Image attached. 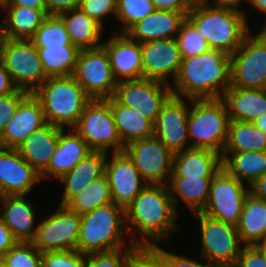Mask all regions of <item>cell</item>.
Returning a JSON list of instances; mask_svg holds the SVG:
<instances>
[{
    "label": "cell",
    "mask_w": 266,
    "mask_h": 267,
    "mask_svg": "<svg viewBox=\"0 0 266 267\" xmlns=\"http://www.w3.org/2000/svg\"><path fill=\"white\" fill-rule=\"evenodd\" d=\"M176 210L167 184H147L125 208L127 233L130 227H134V230L131 229L134 231L133 238L136 233H139L137 236L140 237H128L130 243L140 249L159 244L170 232L178 228Z\"/></svg>",
    "instance_id": "cell-1"
},
{
    "label": "cell",
    "mask_w": 266,
    "mask_h": 267,
    "mask_svg": "<svg viewBox=\"0 0 266 267\" xmlns=\"http://www.w3.org/2000/svg\"><path fill=\"white\" fill-rule=\"evenodd\" d=\"M230 66L231 55L218 49L182 58L174 86L171 85L172 95L184 99L221 98L230 87Z\"/></svg>",
    "instance_id": "cell-2"
},
{
    "label": "cell",
    "mask_w": 266,
    "mask_h": 267,
    "mask_svg": "<svg viewBox=\"0 0 266 267\" xmlns=\"http://www.w3.org/2000/svg\"><path fill=\"white\" fill-rule=\"evenodd\" d=\"M187 18L204 36L211 49L222 50L230 55L242 45L250 31L244 13L212 7L204 1L195 2Z\"/></svg>",
    "instance_id": "cell-3"
},
{
    "label": "cell",
    "mask_w": 266,
    "mask_h": 267,
    "mask_svg": "<svg viewBox=\"0 0 266 267\" xmlns=\"http://www.w3.org/2000/svg\"><path fill=\"white\" fill-rule=\"evenodd\" d=\"M125 235V209L111 202L81 215L77 251L88 255L122 248H139L135 244H125Z\"/></svg>",
    "instance_id": "cell-4"
},
{
    "label": "cell",
    "mask_w": 266,
    "mask_h": 267,
    "mask_svg": "<svg viewBox=\"0 0 266 267\" xmlns=\"http://www.w3.org/2000/svg\"><path fill=\"white\" fill-rule=\"evenodd\" d=\"M40 101L47 123L73 128L91 98L71 76L48 77L33 93Z\"/></svg>",
    "instance_id": "cell-5"
},
{
    "label": "cell",
    "mask_w": 266,
    "mask_h": 267,
    "mask_svg": "<svg viewBox=\"0 0 266 267\" xmlns=\"http://www.w3.org/2000/svg\"><path fill=\"white\" fill-rule=\"evenodd\" d=\"M187 121L190 148H205L222 155L229 132L230 118L221 99H189Z\"/></svg>",
    "instance_id": "cell-6"
},
{
    "label": "cell",
    "mask_w": 266,
    "mask_h": 267,
    "mask_svg": "<svg viewBox=\"0 0 266 267\" xmlns=\"http://www.w3.org/2000/svg\"><path fill=\"white\" fill-rule=\"evenodd\" d=\"M73 130L87 143L91 151L108 154L123 152L124 145L117 132L114 116L110 108V98L91 99L84 107Z\"/></svg>",
    "instance_id": "cell-7"
},
{
    "label": "cell",
    "mask_w": 266,
    "mask_h": 267,
    "mask_svg": "<svg viewBox=\"0 0 266 267\" xmlns=\"http://www.w3.org/2000/svg\"><path fill=\"white\" fill-rule=\"evenodd\" d=\"M0 61L15 87L29 94L34 93L48 79L38 50L31 40L4 38Z\"/></svg>",
    "instance_id": "cell-8"
},
{
    "label": "cell",
    "mask_w": 266,
    "mask_h": 267,
    "mask_svg": "<svg viewBox=\"0 0 266 267\" xmlns=\"http://www.w3.org/2000/svg\"><path fill=\"white\" fill-rule=\"evenodd\" d=\"M199 218L202 259L215 267H233L243 248L237 226L213 219L202 212Z\"/></svg>",
    "instance_id": "cell-9"
},
{
    "label": "cell",
    "mask_w": 266,
    "mask_h": 267,
    "mask_svg": "<svg viewBox=\"0 0 266 267\" xmlns=\"http://www.w3.org/2000/svg\"><path fill=\"white\" fill-rule=\"evenodd\" d=\"M230 87L266 89V26L231 54Z\"/></svg>",
    "instance_id": "cell-10"
},
{
    "label": "cell",
    "mask_w": 266,
    "mask_h": 267,
    "mask_svg": "<svg viewBox=\"0 0 266 267\" xmlns=\"http://www.w3.org/2000/svg\"><path fill=\"white\" fill-rule=\"evenodd\" d=\"M91 99H107L114 96L115 80L110 59L103 46L80 50L72 75Z\"/></svg>",
    "instance_id": "cell-11"
},
{
    "label": "cell",
    "mask_w": 266,
    "mask_h": 267,
    "mask_svg": "<svg viewBox=\"0 0 266 267\" xmlns=\"http://www.w3.org/2000/svg\"><path fill=\"white\" fill-rule=\"evenodd\" d=\"M244 184L222 167L211 181L209 199L201 212L213 219L237 225L244 200L250 192Z\"/></svg>",
    "instance_id": "cell-12"
},
{
    "label": "cell",
    "mask_w": 266,
    "mask_h": 267,
    "mask_svg": "<svg viewBox=\"0 0 266 267\" xmlns=\"http://www.w3.org/2000/svg\"><path fill=\"white\" fill-rule=\"evenodd\" d=\"M81 215L60 206L46 219L37 223L32 242L41 253L77 250Z\"/></svg>",
    "instance_id": "cell-13"
},
{
    "label": "cell",
    "mask_w": 266,
    "mask_h": 267,
    "mask_svg": "<svg viewBox=\"0 0 266 267\" xmlns=\"http://www.w3.org/2000/svg\"><path fill=\"white\" fill-rule=\"evenodd\" d=\"M171 95V84L148 78L117 82L114 93L121 104L131 107L153 123Z\"/></svg>",
    "instance_id": "cell-14"
},
{
    "label": "cell",
    "mask_w": 266,
    "mask_h": 267,
    "mask_svg": "<svg viewBox=\"0 0 266 267\" xmlns=\"http://www.w3.org/2000/svg\"><path fill=\"white\" fill-rule=\"evenodd\" d=\"M124 152L148 184H167L165 179L169 177V181L171 177L174 153L158 138L133 141L124 147Z\"/></svg>",
    "instance_id": "cell-15"
},
{
    "label": "cell",
    "mask_w": 266,
    "mask_h": 267,
    "mask_svg": "<svg viewBox=\"0 0 266 267\" xmlns=\"http://www.w3.org/2000/svg\"><path fill=\"white\" fill-rule=\"evenodd\" d=\"M186 102L182 97L171 95L153 123L154 136L173 153L190 148L187 126L190 107Z\"/></svg>",
    "instance_id": "cell-16"
},
{
    "label": "cell",
    "mask_w": 266,
    "mask_h": 267,
    "mask_svg": "<svg viewBox=\"0 0 266 267\" xmlns=\"http://www.w3.org/2000/svg\"><path fill=\"white\" fill-rule=\"evenodd\" d=\"M111 156L105 162V175L113 202L125 209L148 183L124 151L111 153Z\"/></svg>",
    "instance_id": "cell-17"
},
{
    "label": "cell",
    "mask_w": 266,
    "mask_h": 267,
    "mask_svg": "<svg viewBox=\"0 0 266 267\" xmlns=\"http://www.w3.org/2000/svg\"><path fill=\"white\" fill-rule=\"evenodd\" d=\"M143 78L155 79L168 84L170 76L176 79L182 56L176 38L140 43Z\"/></svg>",
    "instance_id": "cell-18"
},
{
    "label": "cell",
    "mask_w": 266,
    "mask_h": 267,
    "mask_svg": "<svg viewBox=\"0 0 266 267\" xmlns=\"http://www.w3.org/2000/svg\"><path fill=\"white\" fill-rule=\"evenodd\" d=\"M40 174L24 160L17 149L0 147V195H27Z\"/></svg>",
    "instance_id": "cell-19"
},
{
    "label": "cell",
    "mask_w": 266,
    "mask_h": 267,
    "mask_svg": "<svg viewBox=\"0 0 266 267\" xmlns=\"http://www.w3.org/2000/svg\"><path fill=\"white\" fill-rule=\"evenodd\" d=\"M102 46L108 53L111 70L117 82L143 78L140 43L126 33L114 32Z\"/></svg>",
    "instance_id": "cell-20"
},
{
    "label": "cell",
    "mask_w": 266,
    "mask_h": 267,
    "mask_svg": "<svg viewBox=\"0 0 266 267\" xmlns=\"http://www.w3.org/2000/svg\"><path fill=\"white\" fill-rule=\"evenodd\" d=\"M47 124L40 101L28 94L0 134V147L16 149L31 133Z\"/></svg>",
    "instance_id": "cell-21"
},
{
    "label": "cell",
    "mask_w": 266,
    "mask_h": 267,
    "mask_svg": "<svg viewBox=\"0 0 266 267\" xmlns=\"http://www.w3.org/2000/svg\"><path fill=\"white\" fill-rule=\"evenodd\" d=\"M26 195H7L0 198V217L17 242H33L37 232L35 211ZM1 211V210H0Z\"/></svg>",
    "instance_id": "cell-22"
},
{
    "label": "cell",
    "mask_w": 266,
    "mask_h": 267,
    "mask_svg": "<svg viewBox=\"0 0 266 267\" xmlns=\"http://www.w3.org/2000/svg\"><path fill=\"white\" fill-rule=\"evenodd\" d=\"M65 131L62 129L59 133L56 150L51 156L48 167L40 174L41 181L52 177L59 179L91 152L87 143L73 128H68L67 134Z\"/></svg>",
    "instance_id": "cell-23"
},
{
    "label": "cell",
    "mask_w": 266,
    "mask_h": 267,
    "mask_svg": "<svg viewBox=\"0 0 266 267\" xmlns=\"http://www.w3.org/2000/svg\"><path fill=\"white\" fill-rule=\"evenodd\" d=\"M187 14L155 9L151 14L134 24L126 34L139 43L176 38Z\"/></svg>",
    "instance_id": "cell-24"
},
{
    "label": "cell",
    "mask_w": 266,
    "mask_h": 267,
    "mask_svg": "<svg viewBox=\"0 0 266 267\" xmlns=\"http://www.w3.org/2000/svg\"><path fill=\"white\" fill-rule=\"evenodd\" d=\"M221 168V154L205 148H189L174 153L171 177L213 178Z\"/></svg>",
    "instance_id": "cell-25"
},
{
    "label": "cell",
    "mask_w": 266,
    "mask_h": 267,
    "mask_svg": "<svg viewBox=\"0 0 266 267\" xmlns=\"http://www.w3.org/2000/svg\"><path fill=\"white\" fill-rule=\"evenodd\" d=\"M221 99L230 121L254 122L266 113V89L229 87Z\"/></svg>",
    "instance_id": "cell-26"
},
{
    "label": "cell",
    "mask_w": 266,
    "mask_h": 267,
    "mask_svg": "<svg viewBox=\"0 0 266 267\" xmlns=\"http://www.w3.org/2000/svg\"><path fill=\"white\" fill-rule=\"evenodd\" d=\"M63 128L47 123L31 133L16 149L39 174L47 167L56 150L59 133Z\"/></svg>",
    "instance_id": "cell-27"
},
{
    "label": "cell",
    "mask_w": 266,
    "mask_h": 267,
    "mask_svg": "<svg viewBox=\"0 0 266 267\" xmlns=\"http://www.w3.org/2000/svg\"><path fill=\"white\" fill-rule=\"evenodd\" d=\"M107 155L105 152L91 151L71 171L58 179L65 184L60 206H65L89 182L94 181L105 173Z\"/></svg>",
    "instance_id": "cell-28"
},
{
    "label": "cell",
    "mask_w": 266,
    "mask_h": 267,
    "mask_svg": "<svg viewBox=\"0 0 266 267\" xmlns=\"http://www.w3.org/2000/svg\"><path fill=\"white\" fill-rule=\"evenodd\" d=\"M1 9L5 16L0 21V30L7 39L30 40L48 16L46 9L20 6H1Z\"/></svg>",
    "instance_id": "cell-29"
},
{
    "label": "cell",
    "mask_w": 266,
    "mask_h": 267,
    "mask_svg": "<svg viewBox=\"0 0 266 267\" xmlns=\"http://www.w3.org/2000/svg\"><path fill=\"white\" fill-rule=\"evenodd\" d=\"M65 25L70 40L79 50L102 46L103 27L80 8L58 15Z\"/></svg>",
    "instance_id": "cell-30"
},
{
    "label": "cell",
    "mask_w": 266,
    "mask_h": 267,
    "mask_svg": "<svg viewBox=\"0 0 266 267\" xmlns=\"http://www.w3.org/2000/svg\"><path fill=\"white\" fill-rule=\"evenodd\" d=\"M110 108L124 146L133 141L154 136L153 122L131 107L121 104L114 96L110 97Z\"/></svg>",
    "instance_id": "cell-31"
},
{
    "label": "cell",
    "mask_w": 266,
    "mask_h": 267,
    "mask_svg": "<svg viewBox=\"0 0 266 267\" xmlns=\"http://www.w3.org/2000/svg\"><path fill=\"white\" fill-rule=\"evenodd\" d=\"M236 226L243 245H258L266 238V201L249 192Z\"/></svg>",
    "instance_id": "cell-32"
},
{
    "label": "cell",
    "mask_w": 266,
    "mask_h": 267,
    "mask_svg": "<svg viewBox=\"0 0 266 267\" xmlns=\"http://www.w3.org/2000/svg\"><path fill=\"white\" fill-rule=\"evenodd\" d=\"M213 178L170 177L168 187L172 201L177 209L178 197L192 213L201 212L209 199L210 185Z\"/></svg>",
    "instance_id": "cell-33"
},
{
    "label": "cell",
    "mask_w": 266,
    "mask_h": 267,
    "mask_svg": "<svg viewBox=\"0 0 266 267\" xmlns=\"http://www.w3.org/2000/svg\"><path fill=\"white\" fill-rule=\"evenodd\" d=\"M221 158L222 167L248 186L266 174V151L223 152Z\"/></svg>",
    "instance_id": "cell-34"
},
{
    "label": "cell",
    "mask_w": 266,
    "mask_h": 267,
    "mask_svg": "<svg viewBox=\"0 0 266 267\" xmlns=\"http://www.w3.org/2000/svg\"><path fill=\"white\" fill-rule=\"evenodd\" d=\"M266 151V134L253 122L230 121L223 152Z\"/></svg>",
    "instance_id": "cell-35"
},
{
    "label": "cell",
    "mask_w": 266,
    "mask_h": 267,
    "mask_svg": "<svg viewBox=\"0 0 266 267\" xmlns=\"http://www.w3.org/2000/svg\"><path fill=\"white\" fill-rule=\"evenodd\" d=\"M36 48L47 77L73 75L80 51L76 46Z\"/></svg>",
    "instance_id": "cell-36"
},
{
    "label": "cell",
    "mask_w": 266,
    "mask_h": 267,
    "mask_svg": "<svg viewBox=\"0 0 266 267\" xmlns=\"http://www.w3.org/2000/svg\"><path fill=\"white\" fill-rule=\"evenodd\" d=\"M113 202L107 176L105 173L95 179L77 195H75L65 206L79 215L91 212L99 206Z\"/></svg>",
    "instance_id": "cell-37"
},
{
    "label": "cell",
    "mask_w": 266,
    "mask_h": 267,
    "mask_svg": "<svg viewBox=\"0 0 266 267\" xmlns=\"http://www.w3.org/2000/svg\"><path fill=\"white\" fill-rule=\"evenodd\" d=\"M141 267H215L198 260L164 250L158 244L141 249Z\"/></svg>",
    "instance_id": "cell-38"
},
{
    "label": "cell",
    "mask_w": 266,
    "mask_h": 267,
    "mask_svg": "<svg viewBox=\"0 0 266 267\" xmlns=\"http://www.w3.org/2000/svg\"><path fill=\"white\" fill-rule=\"evenodd\" d=\"M30 40L35 47L74 46L58 15H48Z\"/></svg>",
    "instance_id": "cell-39"
},
{
    "label": "cell",
    "mask_w": 266,
    "mask_h": 267,
    "mask_svg": "<svg viewBox=\"0 0 266 267\" xmlns=\"http://www.w3.org/2000/svg\"><path fill=\"white\" fill-rule=\"evenodd\" d=\"M86 267H141L140 248H122L86 255Z\"/></svg>",
    "instance_id": "cell-40"
},
{
    "label": "cell",
    "mask_w": 266,
    "mask_h": 267,
    "mask_svg": "<svg viewBox=\"0 0 266 267\" xmlns=\"http://www.w3.org/2000/svg\"><path fill=\"white\" fill-rule=\"evenodd\" d=\"M176 40L182 58L198 56L211 49L207 40L187 17L176 35Z\"/></svg>",
    "instance_id": "cell-41"
},
{
    "label": "cell",
    "mask_w": 266,
    "mask_h": 267,
    "mask_svg": "<svg viewBox=\"0 0 266 267\" xmlns=\"http://www.w3.org/2000/svg\"><path fill=\"white\" fill-rule=\"evenodd\" d=\"M154 10L152 0H118L116 18L122 23L120 33H126L134 24Z\"/></svg>",
    "instance_id": "cell-42"
},
{
    "label": "cell",
    "mask_w": 266,
    "mask_h": 267,
    "mask_svg": "<svg viewBox=\"0 0 266 267\" xmlns=\"http://www.w3.org/2000/svg\"><path fill=\"white\" fill-rule=\"evenodd\" d=\"M1 259L7 267H41L42 253L32 242H17Z\"/></svg>",
    "instance_id": "cell-43"
},
{
    "label": "cell",
    "mask_w": 266,
    "mask_h": 267,
    "mask_svg": "<svg viewBox=\"0 0 266 267\" xmlns=\"http://www.w3.org/2000/svg\"><path fill=\"white\" fill-rule=\"evenodd\" d=\"M41 267H86V255L77 250L45 252Z\"/></svg>",
    "instance_id": "cell-44"
},
{
    "label": "cell",
    "mask_w": 266,
    "mask_h": 267,
    "mask_svg": "<svg viewBox=\"0 0 266 267\" xmlns=\"http://www.w3.org/2000/svg\"><path fill=\"white\" fill-rule=\"evenodd\" d=\"M117 1L118 0H81L79 8L104 27L103 22L106 16L113 14L116 18Z\"/></svg>",
    "instance_id": "cell-45"
},
{
    "label": "cell",
    "mask_w": 266,
    "mask_h": 267,
    "mask_svg": "<svg viewBox=\"0 0 266 267\" xmlns=\"http://www.w3.org/2000/svg\"><path fill=\"white\" fill-rule=\"evenodd\" d=\"M28 94L26 91L16 89L13 93L0 97V134L9 120L14 116L19 103Z\"/></svg>",
    "instance_id": "cell-46"
},
{
    "label": "cell",
    "mask_w": 266,
    "mask_h": 267,
    "mask_svg": "<svg viewBox=\"0 0 266 267\" xmlns=\"http://www.w3.org/2000/svg\"><path fill=\"white\" fill-rule=\"evenodd\" d=\"M233 267H266V257L259 245H244Z\"/></svg>",
    "instance_id": "cell-47"
},
{
    "label": "cell",
    "mask_w": 266,
    "mask_h": 267,
    "mask_svg": "<svg viewBox=\"0 0 266 267\" xmlns=\"http://www.w3.org/2000/svg\"><path fill=\"white\" fill-rule=\"evenodd\" d=\"M155 9L188 13L194 5L193 0H152Z\"/></svg>",
    "instance_id": "cell-48"
},
{
    "label": "cell",
    "mask_w": 266,
    "mask_h": 267,
    "mask_svg": "<svg viewBox=\"0 0 266 267\" xmlns=\"http://www.w3.org/2000/svg\"><path fill=\"white\" fill-rule=\"evenodd\" d=\"M48 15H60L79 8L81 0H44Z\"/></svg>",
    "instance_id": "cell-49"
},
{
    "label": "cell",
    "mask_w": 266,
    "mask_h": 267,
    "mask_svg": "<svg viewBox=\"0 0 266 267\" xmlns=\"http://www.w3.org/2000/svg\"><path fill=\"white\" fill-rule=\"evenodd\" d=\"M17 243L11 230L0 217V259Z\"/></svg>",
    "instance_id": "cell-50"
},
{
    "label": "cell",
    "mask_w": 266,
    "mask_h": 267,
    "mask_svg": "<svg viewBox=\"0 0 266 267\" xmlns=\"http://www.w3.org/2000/svg\"><path fill=\"white\" fill-rule=\"evenodd\" d=\"M16 89L9 73L0 61V97L13 93Z\"/></svg>",
    "instance_id": "cell-51"
},
{
    "label": "cell",
    "mask_w": 266,
    "mask_h": 267,
    "mask_svg": "<svg viewBox=\"0 0 266 267\" xmlns=\"http://www.w3.org/2000/svg\"><path fill=\"white\" fill-rule=\"evenodd\" d=\"M207 5L216 7V8H228L231 10H236L239 12H242L245 14L247 19L246 10H241V3L242 2H248V0H214L213 2H210V0H203Z\"/></svg>",
    "instance_id": "cell-52"
},
{
    "label": "cell",
    "mask_w": 266,
    "mask_h": 267,
    "mask_svg": "<svg viewBox=\"0 0 266 267\" xmlns=\"http://www.w3.org/2000/svg\"><path fill=\"white\" fill-rule=\"evenodd\" d=\"M2 6H20L32 9H46L44 0H2Z\"/></svg>",
    "instance_id": "cell-53"
},
{
    "label": "cell",
    "mask_w": 266,
    "mask_h": 267,
    "mask_svg": "<svg viewBox=\"0 0 266 267\" xmlns=\"http://www.w3.org/2000/svg\"><path fill=\"white\" fill-rule=\"evenodd\" d=\"M249 187L250 193L255 197L266 201V174L262 177H259L254 183Z\"/></svg>",
    "instance_id": "cell-54"
},
{
    "label": "cell",
    "mask_w": 266,
    "mask_h": 267,
    "mask_svg": "<svg viewBox=\"0 0 266 267\" xmlns=\"http://www.w3.org/2000/svg\"><path fill=\"white\" fill-rule=\"evenodd\" d=\"M247 3L252 5L253 8L258 9L261 13L266 14V0H248ZM264 26H266V23Z\"/></svg>",
    "instance_id": "cell-55"
},
{
    "label": "cell",
    "mask_w": 266,
    "mask_h": 267,
    "mask_svg": "<svg viewBox=\"0 0 266 267\" xmlns=\"http://www.w3.org/2000/svg\"><path fill=\"white\" fill-rule=\"evenodd\" d=\"M253 124L266 134V113L263 114L260 118H257Z\"/></svg>",
    "instance_id": "cell-56"
},
{
    "label": "cell",
    "mask_w": 266,
    "mask_h": 267,
    "mask_svg": "<svg viewBox=\"0 0 266 267\" xmlns=\"http://www.w3.org/2000/svg\"><path fill=\"white\" fill-rule=\"evenodd\" d=\"M258 245L264 251L266 257V238L262 240Z\"/></svg>",
    "instance_id": "cell-57"
},
{
    "label": "cell",
    "mask_w": 266,
    "mask_h": 267,
    "mask_svg": "<svg viewBox=\"0 0 266 267\" xmlns=\"http://www.w3.org/2000/svg\"><path fill=\"white\" fill-rule=\"evenodd\" d=\"M3 40H4V36L2 35L1 30H0V58H1V47L3 44Z\"/></svg>",
    "instance_id": "cell-58"
},
{
    "label": "cell",
    "mask_w": 266,
    "mask_h": 267,
    "mask_svg": "<svg viewBox=\"0 0 266 267\" xmlns=\"http://www.w3.org/2000/svg\"><path fill=\"white\" fill-rule=\"evenodd\" d=\"M0 267H7V265L3 262L2 259H0Z\"/></svg>",
    "instance_id": "cell-59"
}]
</instances>
